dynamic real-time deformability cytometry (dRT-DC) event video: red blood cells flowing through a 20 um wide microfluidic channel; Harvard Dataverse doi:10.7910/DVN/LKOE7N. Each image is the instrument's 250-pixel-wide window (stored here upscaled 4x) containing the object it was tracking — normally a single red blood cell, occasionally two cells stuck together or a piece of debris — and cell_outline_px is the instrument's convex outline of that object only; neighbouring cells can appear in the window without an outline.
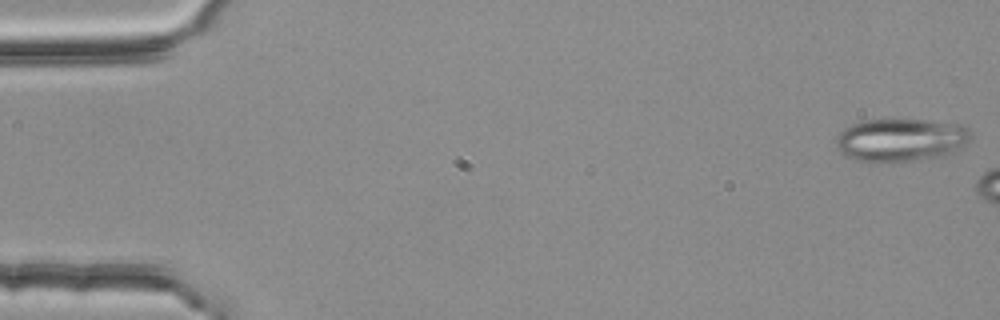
{"species": "common noctule bat (a hibernating species)", "species_latin": "Nyctalus noctula", "temperature_condition": "room temperature", "stored_images_in_passage": 2, "camera_frame_rate_fps": 3000, "um_per_image_px": 0.085, "animal": {"sex": "female", "body_mass_g": 25.1}, "frame": {"image": 1, "passage_image": 2, "time_ms": 0.333, "image_size_px": [1000, 320], "cell_outline_px": [[972, 140], [960, 148], [944, 156], [880, 164], [876, 164], [856, 160], [844, 156], [836, 148], [836, 136], [844, 128], [852, 124], [864, 120], [924, 120], [960, 124], [968, 128], [972, 136]], "centroid_in_image_um": [76.54, 11.92], "position_along_channel_um": 8.5, "area_um2": 34.33}}